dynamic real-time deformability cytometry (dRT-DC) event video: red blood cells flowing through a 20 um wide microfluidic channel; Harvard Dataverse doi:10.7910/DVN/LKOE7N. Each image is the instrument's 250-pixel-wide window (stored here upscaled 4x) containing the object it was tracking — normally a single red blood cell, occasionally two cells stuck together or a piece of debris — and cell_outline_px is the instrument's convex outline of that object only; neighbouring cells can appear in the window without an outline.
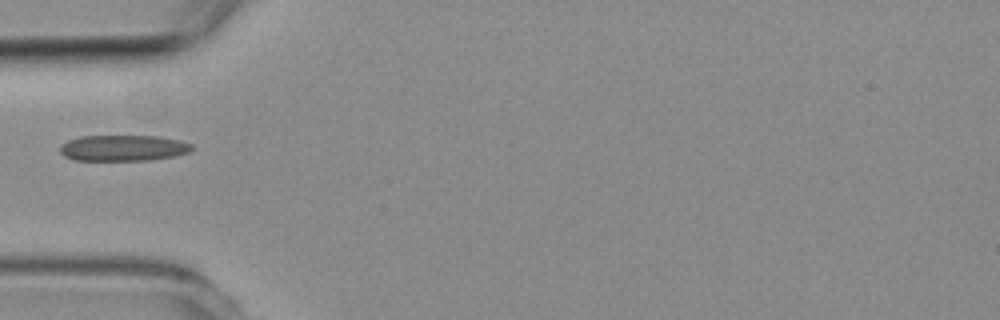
{"species": "common noctule bat (a hibernating species)", "species_latin": "Nyctalus noctula", "temperature_condition": "room temperature", "stored_images_in_passage": 5, "camera_frame_rate_fps": 3000, "um_per_image_px": 0.085, "animal": {"sex": "female", "body_mass_g": 19.3, "forearm_length_mm": 54.1}, "frame": {"image": 1, "passage_image": 5, "time_ms": 4.333, "image_size_px": [1000, 320], "cell_outline_px": [[192, 148], [188, 152], [172, 156], [148, 160], [72, 160], [64, 156], [60, 152], [60, 148], [68, 140], [80, 136], [160, 136], [192, 144]], "centroid_in_image_um": [10.43, 12.58], "position_along_channel_um": 74.6, "area_um2": 19.71}}